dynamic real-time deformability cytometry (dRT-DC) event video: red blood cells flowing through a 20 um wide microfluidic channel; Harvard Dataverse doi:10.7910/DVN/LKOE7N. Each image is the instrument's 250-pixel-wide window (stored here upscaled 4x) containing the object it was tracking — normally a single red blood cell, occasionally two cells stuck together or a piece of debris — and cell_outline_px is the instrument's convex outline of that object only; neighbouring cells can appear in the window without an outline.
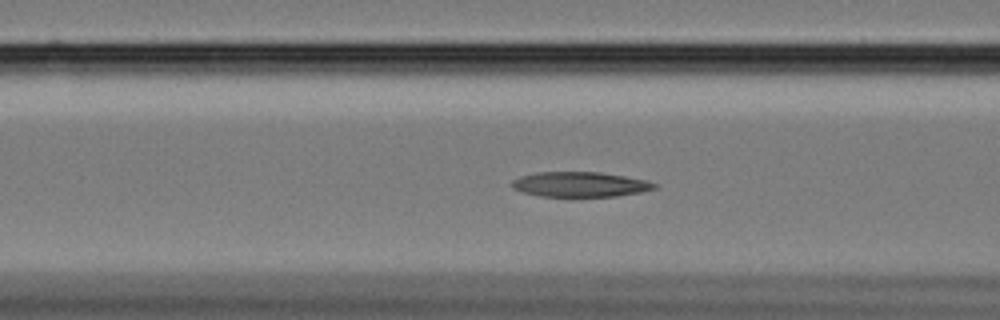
{"species": "Egyptian fruit bat (a non-hibernating species)", "species_latin": "Rousettus aegyptiacus", "temperature_condition": "cold", "stored_images_in_passage": 58, "camera_frame_rate_fps": 3000, "um_per_image_px": 0.085, "animal": {"sex": "female"}, "frame": {"image": 1, "passage_image": 22, "time_ms": 7.0, "image_size_px": [1000, 320], "cell_outline_px": [[660, 188], [640, 192], [616, 196], [540, 196], [524, 192], [512, 188], [508, 184], [512, 180], [520, 176], [536, 172], [600, 172], [648, 180], [660, 184]], "centroid_in_image_um": [49.34, 15.66], "position_along_channel_um": 117.3, "area_um2": 20.98}}
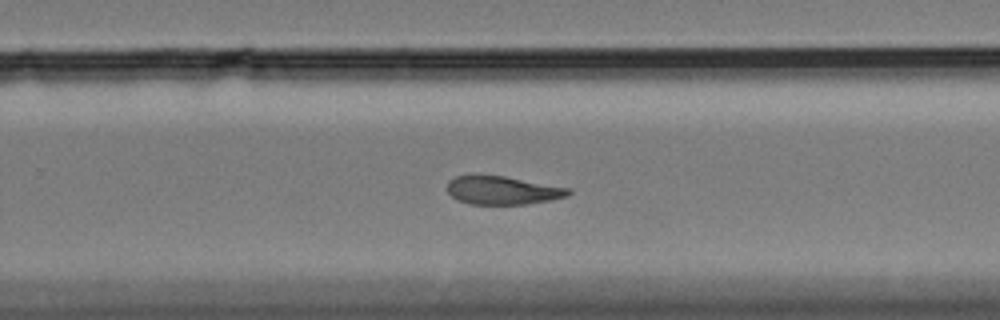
{"frame": {"image": 2, "passage_image": 37, "time_ms": 12.0, "image_size_px": [1000, 320], "cell_outline_px": [[572, 192], [568, 196], [552, 200], [524, 204], [468, 204], [456, 200], [448, 192], [448, 180], [456, 176], [504, 176], [572, 188]], "centroid_in_image_um": [42.76, 16.19], "position_along_channel_um": 287.0, "area_um2": 20.0}}
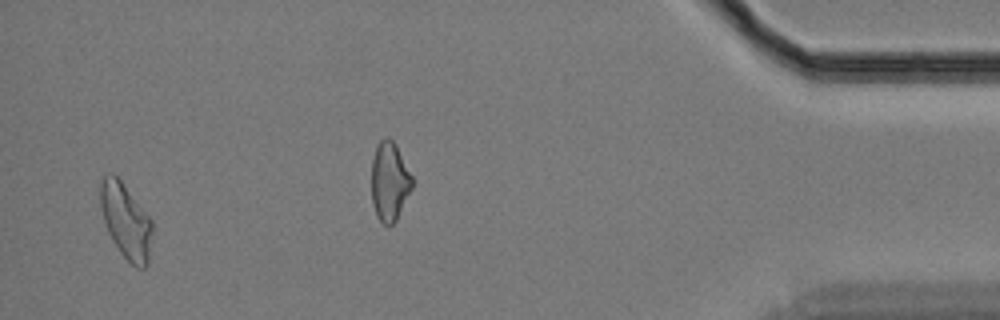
{"frame": {"image": 3, "passage_image": 56, "time_ms": 18.333, "image_size_px": [1000, 320], "cell_outline_px": [[152, 232], [148, 264], [144, 268], [136, 268], [120, 252], [112, 240], [104, 224], [100, 208], [100, 184], [104, 176], [112, 172], [120, 180], [152, 220]], "centroid_in_image_um": [10.68, 18.8], "position_along_channel_um": 424.5, "area_um2": 22.6}, "authors_computed_cell_mechanics": {"area_um2": 21.7328, "velocity_mm_per_s": 3.4068, "shape_relaxation_time_tau1_ms": null, "shape_relaxation_time_tau2_ms": 6.3713, "deformation_change_tau1": null, "deformation_change_tau2": 0.1469}}